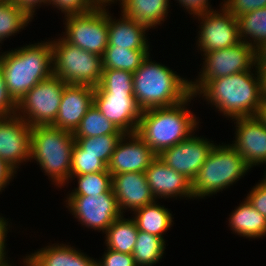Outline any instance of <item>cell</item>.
<instances>
[{
  "instance_id": "cell-1",
  "label": "cell",
  "mask_w": 266,
  "mask_h": 266,
  "mask_svg": "<svg viewBox=\"0 0 266 266\" xmlns=\"http://www.w3.org/2000/svg\"><path fill=\"white\" fill-rule=\"evenodd\" d=\"M249 71L219 77L210 81H190L191 93L201 96L228 118L254 117L262 102L261 76ZM255 75V76H254Z\"/></svg>"
},
{
  "instance_id": "cell-2",
  "label": "cell",
  "mask_w": 266,
  "mask_h": 266,
  "mask_svg": "<svg viewBox=\"0 0 266 266\" xmlns=\"http://www.w3.org/2000/svg\"><path fill=\"white\" fill-rule=\"evenodd\" d=\"M193 97L195 96L191 93L178 104L141 112L136 133L157 155L186 140L198 130L196 128H199L197 126L200 121L187 108Z\"/></svg>"
},
{
  "instance_id": "cell-3",
  "label": "cell",
  "mask_w": 266,
  "mask_h": 266,
  "mask_svg": "<svg viewBox=\"0 0 266 266\" xmlns=\"http://www.w3.org/2000/svg\"><path fill=\"white\" fill-rule=\"evenodd\" d=\"M52 60L49 40L1 53L0 68L8 92L17 103L36 84L53 75Z\"/></svg>"
},
{
  "instance_id": "cell-4",
  "label": "cell",
  "mask_w": 266,
  "mask_h": 266,
  "mask_svg": "<svg viewBox=\"0 0 266 266\" xmlns=\"http://www.w3.org/2000/svg\"><path fill=\"white\" fill-rule=\"evenodd\" d=\"M150 58L149 54L133 73V93L138 107L143 111L185 100L191 94L190 80Z\"/></svg>"
},
{
  "instance_id": "cell-5",
  "label": "cell",
  "mask_w": 266,
  "mask_h": 266,
  "mask_svg": "<svg viewBox=\"0 0 266 266\" xmlns=\"http://www.w3.org/2000/svg\"><path fill=\"white\" fill-rule=\"evenodd\" d=\"M73 132L49 126L31 128L30 162L33 159L56 187H64L71 176Z\"/></svg>"
},
{
  "instance_id": "cell-6",
  "label": "cell",
  "mask_w": 266,
  "mask_h": 266,
  "mask_svg": "<svg viewBox=\"0 0 266 266\" xmlns=\"http://www.w3.org/2000/svg\"><path fill=\"white\" fill-rule=\"evenodd\" d=\"M250 169L230 143L216 144L192 181L194 199L213 196L227 189L242 179Z\"/></svg>"
},
{
  "instance_id": "cell-7",
  "label": "cell",
  "mask_w": 266,
  "mask_h": 266,
  "mask_svg": "<svg viewBox=\"0 0 266 266\" xmlns=\"http://www.w3.org/2000/svg\"><path fill=\"white\" fill-rule=\"evenodd\" d=\"M50 42L53 76L60 78L66 84L92 87L100 84L103 72L102 56L72 45L61 36Z\"/></svg>"
},
{
  "instance_id": "cell-8",
  "label": "cell",
  "mask_w": 266,
  "mask_h": 266,
  "mask_svg": "<svg viewBox=\"0 0 266 266\" xmlns=\"http://www.w3.org/2000/svg\"><path fill=\"white\" fill-rule=\"evenodd\" d=\"M65 85V82L53 75L39 82L17 103L16 115L31 127L52 125L59 111Z\"/></svg>"
},
{
  "instance_id": "cell-9",
  "label": "cell",
  "mask_w": 266,
  "mask_h": 266,
  "mask_svg": "<svg viewBox=\"0 0 266 266\" xmlns=\"http://www.w3.org/2000/svg\"><path fill=\"white\" fill-rule=\"evenodd\" d=\"M63 38L89 53L103 56L108 46V9L97 6L94 10L76 15L64 16Z\"/></svg>"
},
{
  "instance_id": "cell-10",
  "label": "cell",
  "mask_w": 266,
  "mask_h": 266,
  "mask_svg": "<svg viewBox=\"0 0 266 266\" xmlns=\"http://www.w3.org/2000/svg\"><path fill=\"white\" fill-rule=\"evenodd\" d=\"M220 11L211 10L195 17L200 21L197 44L200 53L229 48L237 45L240 40L237 17L232 15L222 4Z\"/></svg>"
},
{
  "instance_id": "cell-11",
  "label": "cell",
  "mask_w": 266,
  "mask_h": 266,
  "mask_svg": "<svg viewBox=\"0 0 266 266\" xmlns=\"http://www.w3.org/2000/svg\"><path fill=\"white\" fill-rule=\"evenodd\" d=\"M65 202L68 210L82 226L103 233L122 215L114 193L67 196Z\"/></svg>"
},
{
  "instance_id": "cell-12",
  "label": "cell",
  "mask_w": 266,
  "mask_h": 266,
  "mask_svg": "<svg viewBox=\"0 0 266 266\" xmlns=\"http://www.w3.org/2000/svg\"><path fill=\"white\" fill-rule=\"evenodd\" d=\"M199 77L194 81H210L219 77L249 71L255 68V49L246 42L204 53Z\"/></svg>"
},
{
  "instance_id": "cell-13",
  "label": "cell",
  "mask_w": 266,
  "mask_h": 266,
  "mask_svg": "<svg viewBox=\"0 0 266 266\" xmlns=\"http://www.w3.org/2000/svg\"><path fill=\"white\" fill-rule=\"evenodd\" d=\"M93 104L124 134L136 133L142 110L133 92H104L96 86Z\"/></svg>"
},
{
  "instance_id": "cell-14",
  "label": "cell",
  "mask_w": 266,
  "mask_h": 266,
  "mask_svg": "<svg viewBox=\"0 0 266 266\" xmlns=\"http://www.w3.org/2000/svg\"><path fill=\"white\" fill-rule=\"evenodd\" d=\"M215 145L213 141L193 133L186 140L163 150L158 157L192 182Z\"/></svg>"
},
{
  "instance_id": "cell-15",
  "label": "cell",
  "mask_w": 266,
  "mask_h": 266,
  "mask_svg": "<svg viewBox=\"0 0 266 266\" xmlns=\"http://www.w3.org/2000/svg\"><path fill=\"white\" fill-rule=\"evenodd\" d=\"M31 126L21 117H0V159L15 171L30 161Z\"/></svg>"
},
{
  "instance_id": "cell-16",
  "label": "cell",
  "mask_w": 266,
  "mask_h": 266,
  "mask_svg": "<svg viewBox=\"0 0 266 266\" xmlns=\"http://www.w3.org/2000/svg\"><path fill=\"white\" fill-rule=\"evenodd\" d=\"M157 156L137 133L124 134L110 158L107 171L111 175L123 172L144 173Z\"/></svg>"
},
{
  "instance_id": "cell-17",
  "label": "cell",
  "mask_w": 266,
  "mask_h": 266,
  "mask_svg": "<svg viewBox=\"0 0 266 266\" xmlns=\"http://www.w3.org/2000/svg\"><path fill=\"white\" fill-rule=\"evenodd\" d=\"M236 124L235 140L230 144L253 168L256 165H266V127L257 117L233 119ZM236 121V122H235Z\"/></svg>"
},
{
  "instance_id": "cell-18",
  "label": "cell",
  "mask_w": 266,
  "mask_h": 266,
  "mask_svg": "<svg viewBox=\"0 0 266 266\" xmlns=\"http://www.w3.org/2000/svg\"><path fill=\"white\" fill-rule=\"evenodd\" d=\"M146 180L152 194L157 199H194L192 182L183 174L167 166L158 156L145 170Z\"/></svg>"
},
{
  "instance_id": "cell-19",
  "label": "cell",
  "mask_w": 266,
  "mask_h": 266,
  "mask_svg": "<svg viewBox=\"0 0 266 266\" xmlns=\"http://www.w3.org/2000/svg\"><path fill=\"white\" fill-rule=\"evenodd\" d=\"M112 190L116 196L120 212L136 211L156 201L145 173L123 172L112 175Z\"/></svg>"
},
{
  "instance_id": "cell-20",
  "label": "cell",
  "mask_w": 266,
  "mask_h": 266,
  "mask_svg": "<svg viewBox=\"0 0 266 266\" xmlns=\"http://www.w3.org/2000/svg\"><path fill=\"white\" fill-rule=\"evenodd\" d=\"M94 90L95 87L88 85L66 84L57 117L51 126L74 132L93 105Z\"/></svg>"
},
{
  "instance_id": "cell-21",
  "label": "cell",
  "mask_w": 266,
  "mask_h": 266,
  "mask_svg": "<svg viewBox=\"0 0 266 266\" xmlns=\"http://www.w3.org/2000/svg\"><path fill=\"white\" fill-rule=\"evenodd\" d=\"M24 266H97V260L66 244H52L23 258Z\"/></svg>"
},
{
  "instance_id": "cell-22",
  "label": "cell",
  "mask_w": 266,
  "mask_h": 266,
  "mask_svg": "<svg viewBox=\"0 0 266 266\" xmlns=\"http://www.w3.org/2000/svg\"><path fill=\"white\" fill-rule=\"evenodd\" d=\"M120 19H114L108 11V46H117L131 50H149L146 31L150 30L140 22L121 13ZM146 35V36H145Z\"/></svg>"
},
{
  "instance_id": "cell-23",
  "label": "cell",
  "mask_w": 266,
  "mask_h": 266,
  "mask_svg": "<svg viewBox=\"0 0 266 266\" xmlns=\"http://www.w3.org/2000/svg\"><path fill=\"white\" fill-rule=\"evenodd\" d=\"M121 13L149 29L162 25L168 16L170 0H119ZM163 21V22H162Z\"/></svg>"
},
{
  "instance_id": "cell-24",
  "label": "cell",
  "mask_w": 266,
  "mask_h": 266,
  "mask_svg": "<svg viewBox=\"0 0 266 266\" xmlns=\"http://www.w3.org/2000/svg\"><path fill=\"white\" fill-rule=\"evenodd\" d=\"M229 217L232 232L249 239L266 236V218L245 198Z\"/></svg>"
},
{
  "instance_id": "cell-25",
  "label": "cell",
  "mask_w": 266,
  "mask_h": 266,
  "mask_svg": "<svg viewBox=\"0 0 266 266\" xmlns=\"http://www.w3.org/2000/svg\"><path fill=\"white\" fill-rule=\"evenodd\" d=\"M164 207L159 205L156 200L132 212L135 214L133 219L136 222L137 229L156 235L166 241L163 235L172 227L174 217H172L170 209Z\"/></svg>"
},
{
  "instance_id": "cell-26",
  "label": "cell",
  "mask_w": 266,
  "mask_h": 266,
  "mask_svg": "<svg viewBox=\"0 0 266 266\" xmlns=\"http://www.w3.org/2000/svg\"><path fill=\"white\" fill-rule=\"evenodd\" d=\"M122 214L105 231V246L109 249L132 255L138 236L134 219Z\"/></svg>"
},
{
  "instance_id": "cell-27",
  "label": "cell",
  "mask_w": 266,
  "mask_h": 266,
  "mask_svg": "<svg viewBox=\"0 0 266 266\" xmlns=\"http://www.w3.org/2000/svg\"><path fill=\"white\" fill-rule=\"evenodd\" d=\"M237 21L241 41L254 49L266 42V6L238 16Z\"/></svg>"
},
{
  "instance_id": "cell-28",
  "label": "cell",
  "mask_w": 266,
  "mask_h": 266,
  "mask_svg": "<svg viewBox=\"0 0 266 266\" xmlns=\"http://www.w3.org/2000/svg\"><path fill=\"white\" fill-rule=\"evenodd\" d=\"M33 17L16 2L0 0V43L16 35L31 22Z\"/></svg>"
},
{
  "instance_id": "cell-29",
  "label": "cell",
  "mask_w": 266,
  "mask_h": 266,
  "mask_svg": "<svg viewBox=\"0 0 266 266\" xmlns=\"http://www.w3.org/2000/svg\"><path fill=\"white\" fill-rule=\"evenodd\" d=\"M150 50H131L107 46L102 56L103 69H118L134 73L150 54Z\"/></svg>"
},
{
  "instance_id": "cell-30",
  "label": "cell",
  "mask_w": 266,
  "mask_h": 266,
  "mask_svg": "<svg viewBox=\"0 0 266 266\" xmlns=\"http://www.w3.org/2000/svg\"><path fill=\"white\" fill-rule=\"evenodd\" d=\"M165 241L150 233L138 230L137 240L132 252L136 266H153L164 254Z\"/></svg>"
},
{
  "instance_id": "cell-31",
  "label": "cell",
  "mask_w": 266,
  "mask_h": 266,
  "mask_svg": "<svg viewBox=\"0 0 266 266\" xmlns=\"http://www.w3.org/2000/svg\"><path fill=\"white\" fill-rule=\"evenodd\" d=\"M124 134L108 120L93 104L82 118L79 126L73 132L74 138H84L98 135Z\"/></svg>"
},
{
  "instance_id": "cell-32",
  "label": "cell",
  "mask_w": 266,
  "mask_h": 266,
  "mask_svg": "<svg viewBox=\"0 0 266 266\" xmlns=\"http://www.w3.org/2000/svg\"><path fill=\"white\" fill-rule=\"evenodd\" d=\"M77 178V188L67 196H89L101 193H113L112 175L109 172H95L84 175L70 176L72 182Z\"/></svg>"
},
{
  "instance_id": "cell-33",
  "label": "cell",
  "mask_w": 266,
  "mask_h": 266,
  "mask_svg": "<svg viewBox=\"0 0 266 266\" xmlns=\"http://www.w3.org/2000/svg\"><path fill=\"white\" fill-rule=\"evenodd\" d=\"M123 135L108 134L74 139L81 146V154L96 155L108 165L116 145Z\"/></svg>"
},
{
  "instance_id": "cell-34",
  "label": "cell",
  "mask_w": 266,
  "mask_h": 266,
  "mask_svg": "<svg viewBox=\"0 0 266 266\" xmlns=\"http://www.w3.org/2000/svg\"><path fill=\"white\" fill-rule=\"evenodd\" d=\"M95 172H108L107 165L96 155L81 154V146L75 141L72 150L71 176Z\"/></svg>"
},
{
  "instance_id": "cell-35",
  "label": "cell",
  "mask_w": 266,
  "mask_h": 266,
  "mask_svg": "<svg viewBox=\"0 0 266 266\" xmlns=\"http://www.w3.org/2000/svg\"><path fill=\"white\" fill-rule=\"evenodd\" d=\"M98 86L104 92H133V73L118 69H103Z\"/></svg>"
},
{
  "instance_id": "cell-36",
  "label": "cell",
  "mask_w": 266,
  "mask_h": 266,
  "mask_svg": "<svg viewBox=\"0 0 266 266\" xmlns=\"http://www.w3.org/2000/svg\"><path fill=\"white\" fill-rule=\"evenodd\" d=\"M49 5L65 16L88 13L98 6L94 0H49Z\"/></svg>"
},
{
  "instance_id": "cell-37",
  "label": "cell",
  "mask_w": 266,
  "mask_h": 266,
  "mask_svg": "<svg viewBox=\"0 0 266 266\" xmlns=\"http://www.w3.org/2000/svg\"><path fill=\"white\" fill-rule=\"evenodd\" d=\"M221 4L235 17L263 8V0H223Z\"/></svg>"
},
{
  "instance_id": "cell-38",
  "label": "cell",
  "mask_w": 266,
  "mask_h": 266,
  "mask_svg": "<svg viewBox=\"0 0 266 266\" xmlns=\"http://www.w3.org/2000/svg\"><path fill=\"white\" fill-rule=\"evenodd\" d=\"M17 113V102L8 92L4 74L0 68V117H11Z\"/></svg>"
},
{
  "instance_id": "cell-39",
  "label": "cell",
  "mask_w": 266,
  "mask_h": 266,
  "mask_svg": "<svg viewBox=\"0 0 266 266\" xmlns=\"http://www.w3.org/2000/svg\"><path fill=\"white\" fill-rule=\"evenodd\" d=\"M106 249L102 258L97 261V266H136L132 255Z\"/></svg>"
},
{
  "instance_id": "cell-40",
  "label": "cell",
  "mask_w": 266,
  "mask_h": 266,
  "mask_svg": "<svg viewBox=\"0 0 266 266\" xmlns=\"http://www.w3.org/2000/svg\"><path fill=\"white\" fill-rule=\"evenodd\" d=\"M249 203L266 218V182H258L246 196Z\"/></svg>"
},
{
  "instance_id": "cell-41",
  "label": "cell",
  "mask_w": 266,
  "mask_h": 266,
  "mask_svg": "<svg viewBox=\"0 0 266 266\" xmlns=\"http://www.w3.org/2000/svg\"><path fill=\"white\" fill-rule=\"evenodd\" d=\"M177 2L180 6L182 5L181 7H184L183 9H186V12L190 13L189 15H193L194 18L214 10L209 0H177Z\"/></svg>"
},
{
  "instance_id": "cell-42",
  "label": "cell",
  "mask_w": 266,
  "mask_h": 266,
  "mask_svg": "<svg viewBox=\"0 0 266 266\" xmlns=\"http://www.w3.org/2000/svg\"><path fill=\"white\" fill-rule=\"evenodd\" d=\"M8 222L7 219L0 215V263L8 260L6 256V237L8 234L7 232H9L8 229L10 228Z\"/></svg>"
},
{
  "instance_id": "cell-43",
  "label": "cell",
  "mask_w": 266,
  "mask_h": 266,
  "mask_svg": "<svg viewBox=\"0 0 266 266\" xmlns=\"http://www.w3.org/2000/svg\"><path fill=\"white\" fill-rule=\"evenodd\" d=\"M17 174L13 168H11L5 161L0 159V192L10 184V181Z\"/></svg>"
},
{
  "instance_id": "cell-44",
  "label": "cell",
  "mask_w": 266,
  "mask_h": 266,
  "mask_svg": "<svg viewBox=\"0 0 266 266\" xmlns=\"http://www.w3.org/2000/svg\"><path fill=\"white\" fill-rule=\"evenodd\" d=\"M11 2H16L21 8L25 9L33 18L35 14V9L41 5L49 6V0H9ZM38 6V7H37Z\"/></svg>"
},
{
  "instance_id": "cell-45",
  "label": "cell",
  "mask_w": 266,
  "mask_h": 266,
  "mask_svg": "<svg viewBox=\"0 0 266 266\" xmlns=\"http://www.w3.org/2000/svg\"><path fill=\"white\" fill-rule=\"evenodd\" d=\"M255 66L258 70L266 68V42L255 48Z\"/></svg>"
},
{
  "instance_id": "cell-46",
  "label": "cell",
  "mask_w": 266,
  "mask_h": 266,
  "mask_svg": "<svg viewBox=\"0 0 266 266\" xmlns=\"http://www.w3.org/2000/svg\"><path fill=\"white\" fill-rule=\"evenodd\" d=\"M255 117L266 127V101L261 102Z\"/></svg>"
},
{
  "instance_id": "cell-47",
  "label": "cell",
  "mask_w": 266,
  "mask_h": 266,
  "mask_svg": "<svg viewBox=\"0 0 266 266\" xmlns=\"http://www.w3.org/2000/svg\"><path fill=\"white\" fill-rule=\"evenodd\" d=\"M261 76L262 101H266V68L259 70Z\"/></svg>"
},
{
  "instance_id": "cell-48",
  "label": "cell",
  "mask_w": 266,
  "mask_h": 266,
  "mask_svg": "<svg viewBox=\"0 0 266 266\" xmlns=\"http://www.w3.org/2000/svg\"><path fill=\"white\" fill-rule=\"evenodd\" d=\"M94 1L98 6H108L110 4L115 3V1L119 0H94Z\"/></svg>"
},
{
  "instance_id": "cell-49",
  "label": "cell",
  "mask_w": 266,
  "mask_h": 266,
  "mask_svg": "<svg viewBox=\"0 0 266 266\" xmlns=\"http://www.w3.org/2000/svg\"><path fill=\"white\" fill-rule=\"evenodd\" d=\"M0 266H12V264L10 263V260H7V261H4V262H1Z\"/></svg>"
},
{
  "instance_id": "cell-50",
  "label": "cell",
  "mask_w": 266,
  "mask_h": 266,
  "mask_svg": "<svg viewBox=\"0 0 266 266\" xmlns=\"http://www.w3.org/2000/svg\"><path fill=\"white\" fill-rule=\"evenodd\" d=\"M262 180H264L266 182V170H265V173H264V178Z\"/></svg>"
},
{
  "instance_id": "cell-51",
  "label": "cell",
  "mask_w": 266,
  "mask_h": 266,
  "mask_svg": "<svg viewBox=\"0 0 266 266\" xmlns=\"http://www.w3.org/2000/svg\"><path fill=\"white\" fill-rule=\"evenodd\" d=\"M266 6V0H263V8Z\"/></svg>"
}]
</instances>
